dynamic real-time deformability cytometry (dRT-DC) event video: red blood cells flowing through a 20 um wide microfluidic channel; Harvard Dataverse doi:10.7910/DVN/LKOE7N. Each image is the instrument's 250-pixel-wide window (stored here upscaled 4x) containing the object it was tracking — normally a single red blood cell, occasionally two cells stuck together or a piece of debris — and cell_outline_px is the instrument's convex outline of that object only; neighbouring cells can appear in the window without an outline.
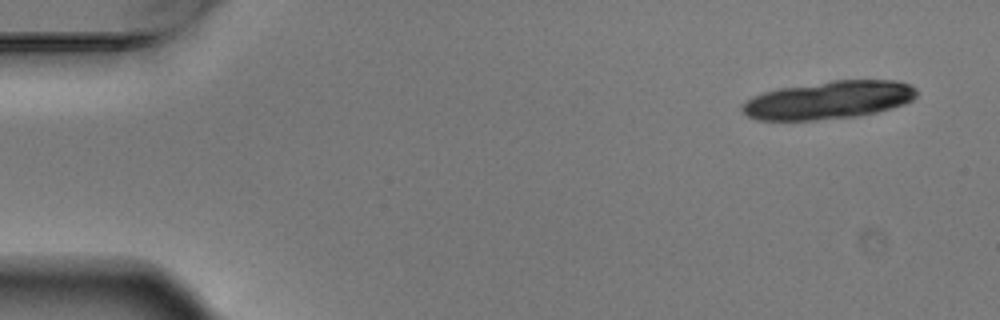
{"species": "Egyptian fruit bat (a non-hibernating species)", "species_latin": "Rousettus aegyptiacus", "temperature_condition": "warm", "stored_images_in_passage": 5, "camera_frame_rate_fps": 3000, "um_per_image_px": 0.085, "animal": {"sex": "male"}, "frame": {"image": 1, "passage_image": 2, "time_ms": 0.333, "image_size_px": [1000, 320], "cell_outline_px": [[916, 96], [912, 100], [904, 104], [876, 112], [856, 116], [812, 120], [760, 120], [748, 116], [740, 108], [752, 96], [764, 92], [780, 88], [832, 80], [896, 80], [908, 84], [916, 88]], "centroid_in_image_um": [70.44, 8.49], "position_along_channel_um": 14.6, "area_um2": 38.32}}
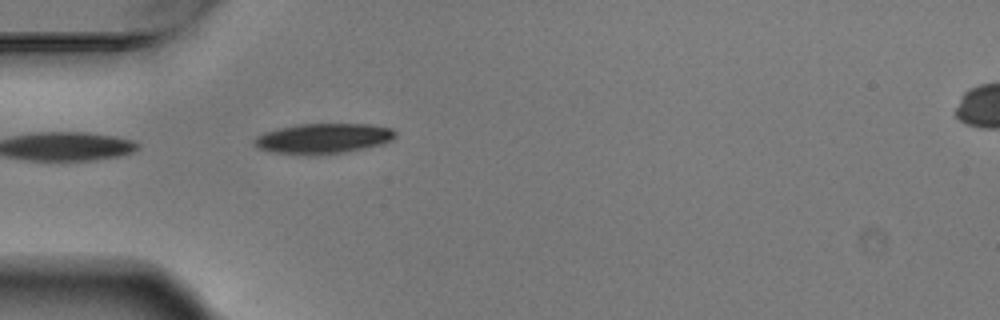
{"frame": {"image": 2, "passage_image": 5, "time_ms": 1.333, "image_size_px": [1000, 320], "cell_outline_px": [[396, 136], [392, 140], [380, 144], [340, 152], [316, 156], [308, 156], [272, 152], [256, 148], [252, 144], [252, 140], [256, 136], [264, 132], [280, 128], [300, 124], [368, 124], [392, 128], [396, 132]], "centroid_in_image_um": [27.4, 11.78], "position_along_channel_um": 57.6, "area_um2": 24.91}}